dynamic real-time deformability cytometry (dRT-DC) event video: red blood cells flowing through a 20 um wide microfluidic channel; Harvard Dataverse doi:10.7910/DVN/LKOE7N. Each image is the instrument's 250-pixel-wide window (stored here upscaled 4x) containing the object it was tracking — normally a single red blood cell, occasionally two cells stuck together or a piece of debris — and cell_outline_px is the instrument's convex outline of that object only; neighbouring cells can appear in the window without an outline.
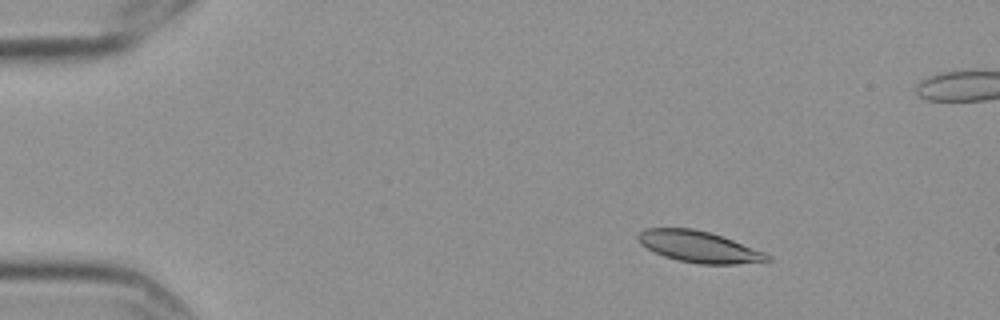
{"species": "Egyptian fruit bat (a non-hibernating species)", "species_latin": "Rousettus aegyptiacus", "temperature_condition": "cold", "stored_images_in_passage": 6, "camera_frame_rate_fps": 3000, "um_per_image_px": 0.085, "frame": {"image": 1, "passage_image": 3, "time_ms": 0.667, "image_size_px": [1000, 320], "cell_outline_px": [[772, 260], [736, 264], [700, 264], [680, 260], [664, 256], [640, 244], [636, 236], [644, 228], [692, 228], [724, 236], [764, 252], [772, 256]], "centroid_in_image_um": [59.42, 20.96], "position_along_channel_um": 25.6, "area_um2": 23.47}}
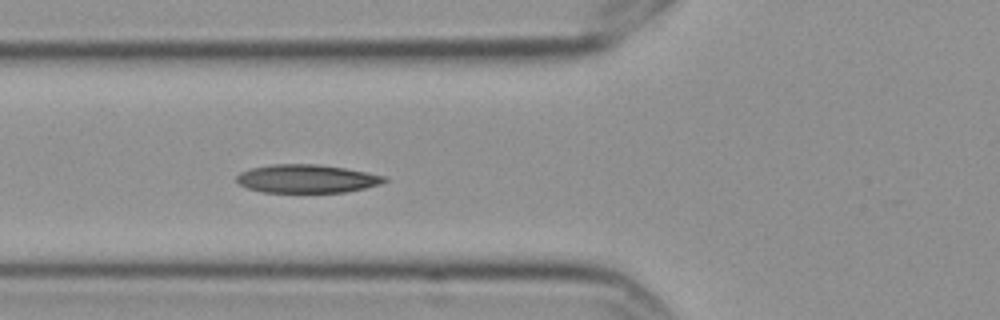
{"frame": {"image": 2, "passage_image": 6, "time_ms": 1.667, "image_size_px": [1000, 320], "cell_outline_px": [[388, 180], [380, 184], [364, 188], [344, 192], [264, 192], [248, 188], [240, 184], [236, 180], [236, 176], [240, 172], [252, 168], [272, 164], [316, 164], [344, 168], [388, 176]], "centroid_in_image_um": [26.09, 15.19], "position_along_channel_um": 99.7, "area_um2": 24.28}}